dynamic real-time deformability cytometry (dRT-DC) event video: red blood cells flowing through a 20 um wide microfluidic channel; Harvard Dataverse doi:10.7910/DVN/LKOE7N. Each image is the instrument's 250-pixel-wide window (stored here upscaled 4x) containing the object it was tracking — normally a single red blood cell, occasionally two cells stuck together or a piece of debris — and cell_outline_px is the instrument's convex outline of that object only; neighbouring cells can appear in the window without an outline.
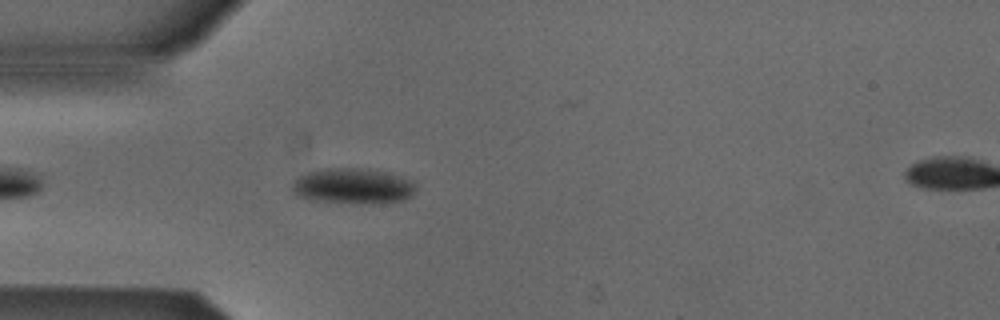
{"species": "Egyptian fruit bat (a non-hibernating species)", "species_latin": "Rousettus aegyptiacus", "temperature_condition": "cold", "stored_images_in_passage": 42, "camera_frame_rate_fps": 3000, "um_per_image_px": 0.085, "animal": {"sex": "male"}, "frame": {"image": 1, "passage_image": 4, "time_ms": 1.0, "image_size_px": [1000, 320], "cell_outline_px": [[416, 188], [412, 196], [404, 200], [312, 200], [296, 196], [292, 188], [292, 180], [296, 176], [304, 172], [320, 168], [368, 168], [388, 172], [412, 180], [416, 184]], "centroid_in_image_um": [29.93, 15.72], "position_along_channel_um": 55.1, "area_um2": 24.91}}
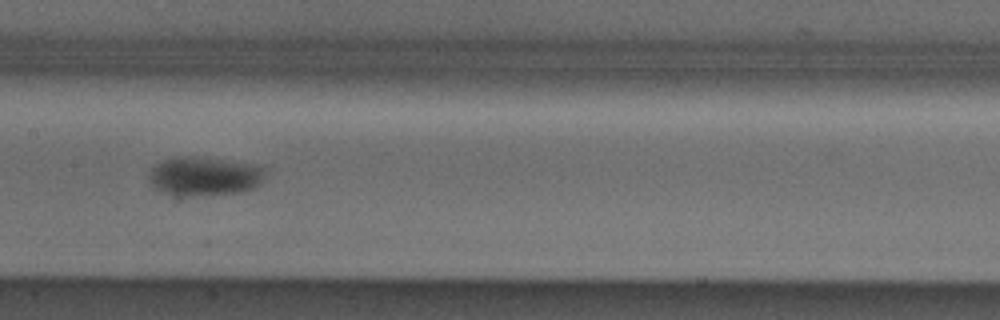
{"frame": {"image": 2, "passage_image": 15, "time_ms": 4.667, "image_size_px": [1000, 320], "cell_outline_px": [[264, 172], [260, 184], [252, 188], [240, 192], [192, 196], [188, 196], [164, 192], [156, 188], [148, 180], [148, 176], [152, 168], [156, 164], [164, 160], [184, 156], [256, 164], [264, 168]], "centroid_in_image_um": [17.36, 14.99], "position_along_channel_um": 190.0, "area_um2": 25.78}}
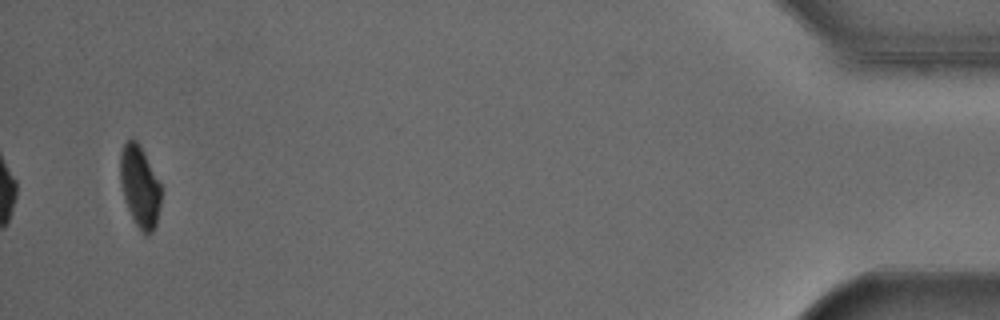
{"frame": {"image": 3, "passage_image": 40, "time_ms": 13.0, "image_size_px": [1000, 320], "cell_outline_px": [[160, 204], [156, 224], [152, 232], [148, 236], [144, 236], [136, 224], [124, 200], [120, 184], [120, 152], [124, 144], [128, 140], [136, 140], [140, 144], [160, 184]], "centroid_in_image_um": [11.86, 15.87], "position_along_channel_um": 423.3, "area_um2": 19.31}, "authors_computed_cell_mechanics": {"area_um2": 24.4494, "velocity_mm_per_s": 3.8489, "shape_relaxation_time_tau1_ms": 2.6086, "shape_relaxation_time_tau2_ms": null, "deformation_change_tau1": 0.0725, "deformation_change_tau2": null}}